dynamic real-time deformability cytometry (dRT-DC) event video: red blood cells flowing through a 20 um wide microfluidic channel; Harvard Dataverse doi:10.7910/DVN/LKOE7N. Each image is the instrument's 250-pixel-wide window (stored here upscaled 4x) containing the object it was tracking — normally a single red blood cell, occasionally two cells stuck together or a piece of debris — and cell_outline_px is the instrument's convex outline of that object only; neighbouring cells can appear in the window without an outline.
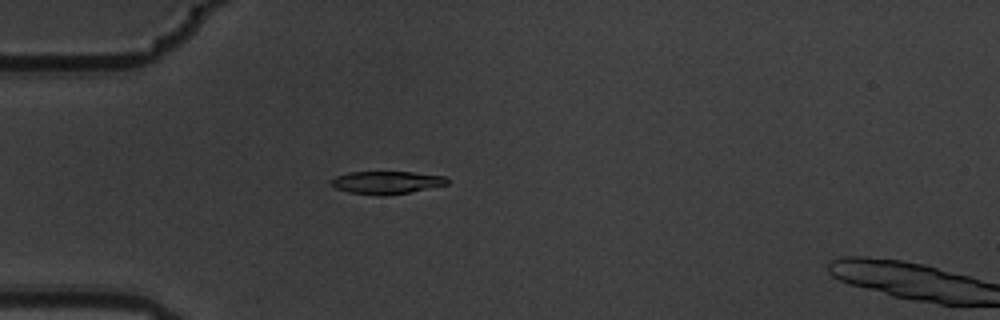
{"species": "common noctule bat (a hibernating species)", "species_latin": "Nyctalus noctula", "temperature_condition": "warm", "stored_images_in_passage": 6, "camera_frame_rate_fps": 3000, "um_per_image_px": 0.085, "animal": {"sex": "male", "body_mass_g": 19.5, "forearm_length_mm": 54.6}, "frame": {"image": 1, "passage_image": 5, "time_ms": 1.333, "image_size_px": [1000, 320], "cell_outline_px": [[448, 184], [408, 192], [384, 196], [380, 196], [348, 192], [336, 188], [332, 184], [332, 180], [336, 176], [348, 172], [412, 172], [444, 176], [448, 180]], "centroid_in_image_um": [32.85, 15.51], "position_along_channel_um": 52.2, "area_um2": 15.2}}